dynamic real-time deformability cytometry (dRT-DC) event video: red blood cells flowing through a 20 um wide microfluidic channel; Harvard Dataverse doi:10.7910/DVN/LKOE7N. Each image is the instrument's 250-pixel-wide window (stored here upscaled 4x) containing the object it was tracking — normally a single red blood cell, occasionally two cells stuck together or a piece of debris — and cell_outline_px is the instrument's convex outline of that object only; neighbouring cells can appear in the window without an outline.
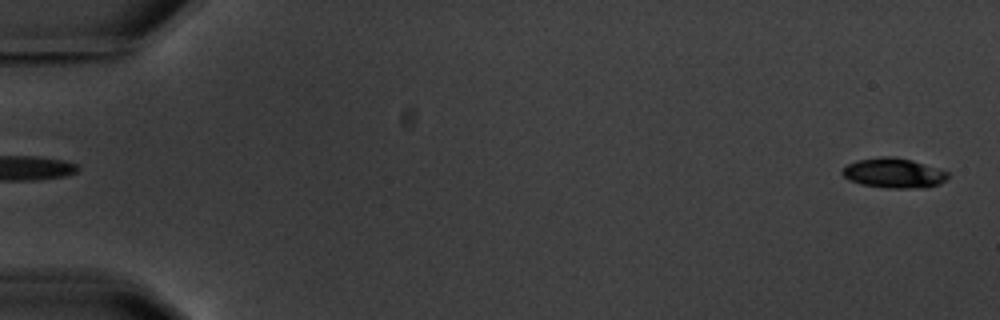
{"species": "common noctule bat (a hibernating species)", "species_latin": "Nyctalus noctula", "temperature_condition": "warm", "stored_images_in_passage": 5, "segment_of_instrument_passage": [2, 2], "camera_frame_rate_fps": 3000, "um_per_image_px": 0.085, "animal": {"sex": "male", "body_mass_g": 20.1, "forearm_length_mm": 53.5}, "frame": {"image": 1, "passage_image": 5, "time_ms": 6.0, "image_size_px": [1000, 320], "cell_outline_px": [[948, 176], [940, 184], [924, 188], [888, 188], [860, 184], [848, 180], [840, 172], [848, 164], [856, 160], [884, 156], [892, 156], [912, 160], [948, 172]], "centroid_in_image_um": [75.94, 14.71], "position_along_channel_um": 9.1, "area_um2": 18.32}}